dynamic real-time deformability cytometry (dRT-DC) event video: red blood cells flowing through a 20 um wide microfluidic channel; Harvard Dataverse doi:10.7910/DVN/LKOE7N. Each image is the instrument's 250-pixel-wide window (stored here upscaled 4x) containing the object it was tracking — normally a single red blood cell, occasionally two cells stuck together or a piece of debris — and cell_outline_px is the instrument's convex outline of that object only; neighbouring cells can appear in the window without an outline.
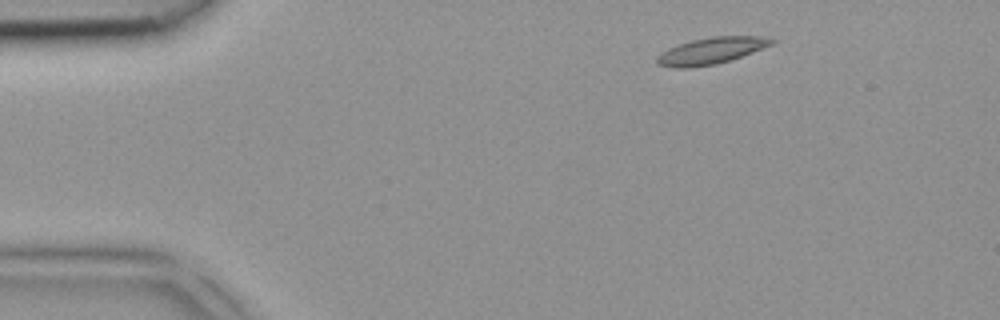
{"species": "common noctule bat (a hibernating species)", "species_latin": "Nyctalus noctula", "temperature_condition": "room temperature", "stored_images_in_passage": 4, "camera_frame_rate_fps": 3000, "um_per_image_px": 0.085, "animal": {"sex": "female", "body_mass_g": 18.4}, "frame": {"image": 1, "passage_image": 1, "time_ms": 0.0, "image_size_px": [1000, 320], "cell_outline_px": [[776, 40], [772, 44], [752, 52], [716, 64], [688, 68], [672, 68], [660, 64], [656, 60], [656, 56], [668, 48], [692, 40], [716, 36], [768, 36]], "centroid_in_image_um": [60.45, 4.31], "position_along_channel_um": 24.6, "area_um2": 17.51}}
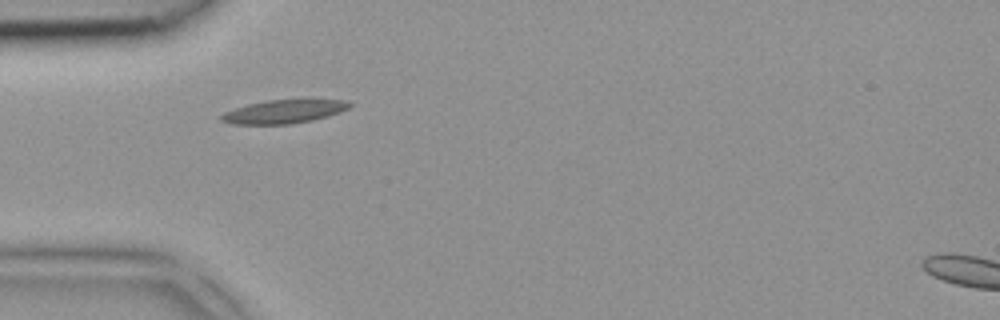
{"frame": {"image": 2, "passage_image": 3, "time_ms": 0.667, "image_size_px": [1000, 320], "cell_outline_px": [[352, 104], [348, 108], [340, 112], [328, 116], [312, 120], [288, 124], [232, 124], [220, 120], [220, 116], [224, 112], [248, 104], [268, 100], [308, 96], [344, 100]], "centroid_in_image_um": [24.22, 9.42], "position_along_channel_um": 60.8, "area_um2": 18.38}}